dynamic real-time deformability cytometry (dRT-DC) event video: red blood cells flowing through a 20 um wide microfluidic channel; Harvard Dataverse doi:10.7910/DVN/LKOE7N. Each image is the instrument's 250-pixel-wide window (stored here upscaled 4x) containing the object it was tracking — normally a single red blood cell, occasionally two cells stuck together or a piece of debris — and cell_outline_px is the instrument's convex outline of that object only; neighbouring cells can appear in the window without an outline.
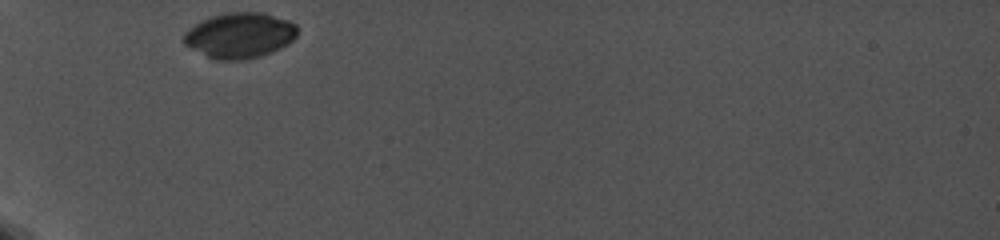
{"species": "common noctule bat (a hibernating species)", "species_latin": "Nyctalus noctula", "temperature_condition": "cold", "stored_images_in_passage": 10, "camera_frame_rate_fps": 5000, "um_per_image_px": 0.085, "animal": {"sex": "female", "body_mass_g": 19.0, "forearm_length_mm": 56.7}, "frame": {"image": 1, "passage_image": 1, "time_ms": 0.0, "image_size_px": [1000, 240], "cell_outline_px": [[296, 36], [288, 44], [272, 52], [260, 56], [244, 60], [216, 60], [184, 44], [184, 32], [188, 28], [212, 16], [224, 12], [264, 12], [288, 20], [296, 24]], "centroid_in_image_um": [20.39, 3.0], "position_along_channel_um": 64.6, "area_um2": 30.0}}
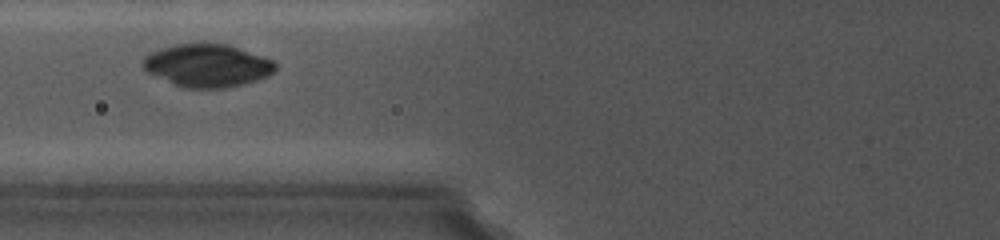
{"frame": {"image": 2, "passage_image": 5, "time_ms": 1.6, "image_size_px": [1000, 240], "cell_outline_px": [[276, 68], [268, 76], [244, 84], [224, 88], [184, 88], [148, 72], [140, 64], [144, 56], [160, 48], [176, 44], [228, 44], [272, 60], [276, 64]], "centroid_in_image_um": [17.6, 5.57], "position_along_channel_um": 108.2, "area_um2": 32.71}}
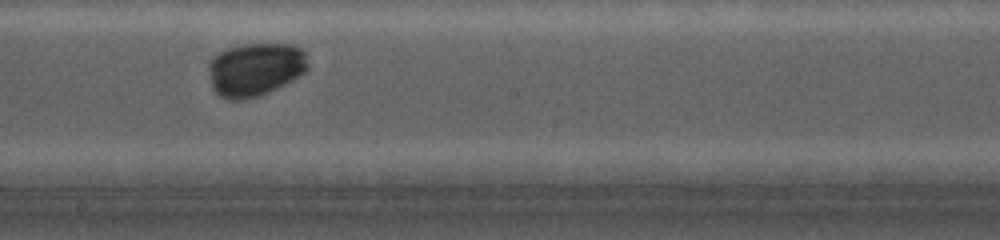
{"frame": {"image": 3, "passage_image": 9, "time_ms": 4.8, "image_size_px": [1000, 240], "cell_outline_px": [[308, 68], [304, 72], [292, 80], [276, 88], [256, 96], [244, 100], [228, 100], [220, 96], [212, 88], [208, 68], [208, 64], [212, 56], [228, 48], [240, 44], [292, 44], [304, 48], [308, 64]], "centroid_in_image_um": [21.68, 5.87], "position_along_channel_um": 226.5, "area_um2": 31.04}}